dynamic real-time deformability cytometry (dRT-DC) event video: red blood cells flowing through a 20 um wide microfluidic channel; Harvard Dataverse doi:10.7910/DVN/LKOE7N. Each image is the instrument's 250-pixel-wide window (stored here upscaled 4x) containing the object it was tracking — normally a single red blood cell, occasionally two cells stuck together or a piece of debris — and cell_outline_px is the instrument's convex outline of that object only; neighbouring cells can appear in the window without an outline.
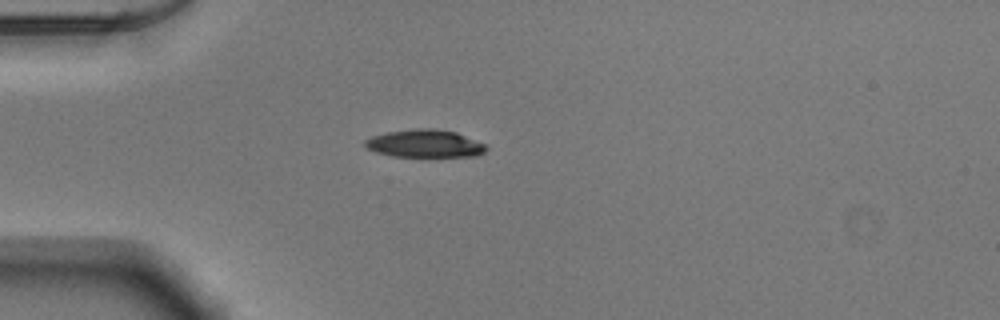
{"species": "Egyptian fruit bat (a non-hibernating species)", "species_latin": "Rousettus aegyptiacus", "temperature_condition": "warm", "stored_images_in_passage": 38, "camera_frame_rate_fps": 3000, "um_per_image_px": 0.085, "animal": {"sex": "male"}, "frame": {"image": 1, "passage_image": 1, "time_ms": 0.0, "image_size_px": [1000, 320], "cell_outline_px": [[488, 148], [484, 152], [476, 156], [392, 156], [376, 152], [368, 148], [364, 144], [364, 140], [372, 136], [388, 132], [416, 128], [432, 128], [456, 132], [484, 144]], "centroid_in_image_um": [36.1, 12.2], "position_along_channel_um": 48.9, "area_um2": 19.36}}
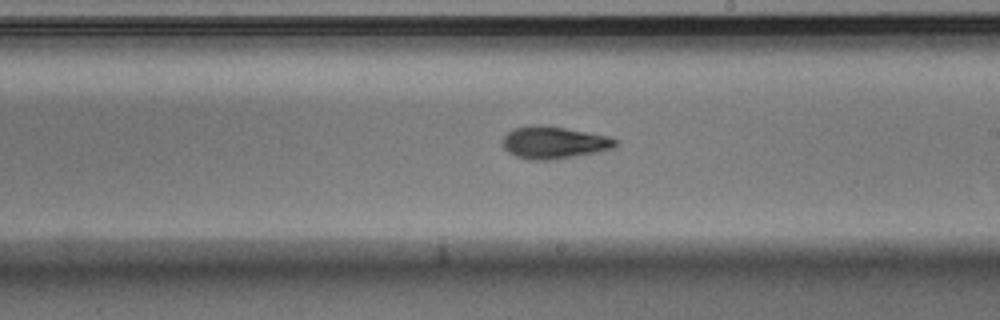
{"frame": {"image": 2, "passage_image": 17, "time_ms": 5.333, "image_size_px": [1000, 320], "cell_outline_px": [[616, 144], [612, 148], [596, 152], [556, 160], [528, 160], [516, 156], [508, 152], [500, 144], [500, 140], [512, 128], [532, 124], [540, 124], [564, 128], [608, 136], [616, 140]], "centroid_in_image_um": [46.99, 12.12], "position_along_channel_um": 242.0, "area_um2": 21.39}}
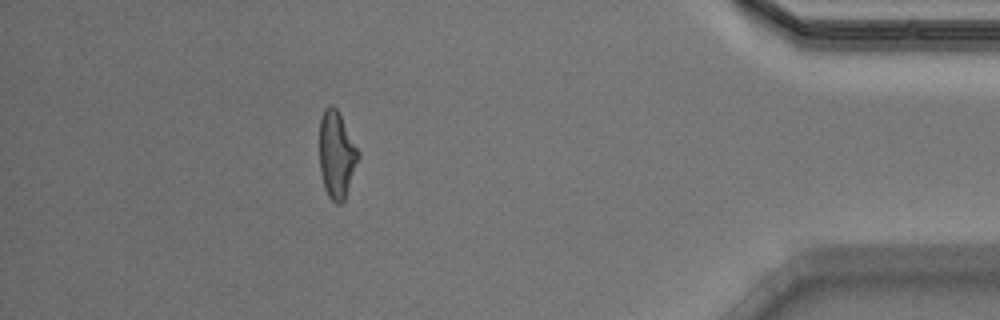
{"frame": {"image": 3, "passage_image": 33, "time_ms": 10.667, "image_size_px": [1000, 320], "cell_outline_px": [[360, 156], [344, 200], [340, 204], [336, 204], [328, 196], [324, 188], [320, 172], [320, 120], [324, 108], [328, 104], [332, 104], [340, 112], [360, 152]], "centroid_in_image_um": [28.62, 13.11], "position_along_channel_um": 406.6, "area_um2": 19.94}, "authors_computed_cell_mechanics": {"area_um2": 20.4901, "velocity_mm_per_s": 3.913, "shape_relaxation_time_tau1_ms": 2.5726, "shape_relaxation_time_tau2_ms": 1.8358, "deformation_change_tau1": 0.1498, "deformation_change_tau2": 0.1008}}